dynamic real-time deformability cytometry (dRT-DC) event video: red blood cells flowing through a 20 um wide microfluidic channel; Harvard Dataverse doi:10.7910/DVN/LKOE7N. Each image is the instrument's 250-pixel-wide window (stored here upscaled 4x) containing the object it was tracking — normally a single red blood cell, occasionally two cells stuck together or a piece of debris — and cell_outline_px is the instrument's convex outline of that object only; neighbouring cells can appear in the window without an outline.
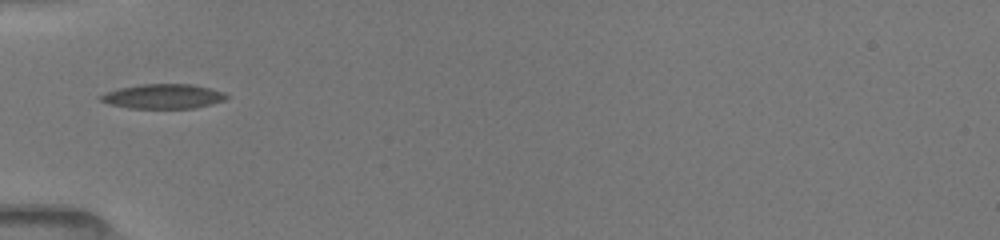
{"species": "common noctule bat (a hibernating species)", "species_latin": "Nyctalus noctula", "temperature_condition": "room temperature", "stored_images_in_passage": 11, "camera_frame_rate_fps": 3000, "um_per_image_px": 0.085, "animal": {"sex": "female", "body_mass_g": 19.5, "forearm_length_mm": 54.1}, "frame": {"image": 1, "passage_image": 1, "time_ms": 0.0, "image_size_px": [1000, 240], "cell_outline_px": [[228, 96], [224, 100], [196, 108], [128, 108], [112, 104], [100, 100], [96, 96], [120, 88], [140, 84], [192, 84], [212, 88], [224, 92]], "centroid_in_image_um": [13.89, 8.18], "position_along_channel_um": 71.1, "area_um2": 17.98}}
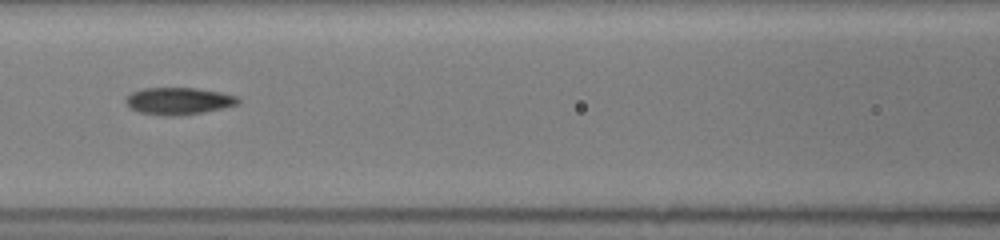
{"frame": {"image": 2, "passage_image": 7, "time_ms": 2.0, "image_size_px": [1000, 240], "cell_outline_px": [[240, 104], [200, 112], [176, 116], [164, 116], [140, 112], [132, 108], [124, 100], [132, 92], [140, 88], [196, 88], [220, 92], [240, 96]], "centroid_in_image_um": [15.2, 8.57], "position_along_channel_um": 151.4, "area_um2": 17.63}}
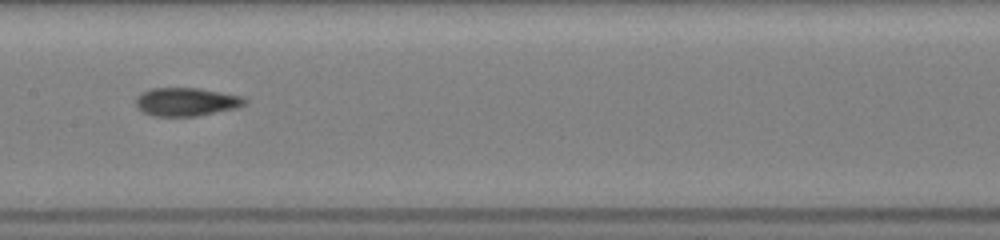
{"frame": {"image": 3, "passage_image": 10, "time_ms": 3.0, "image_size_px": [1000, 240], "cell_outline_px": [[248, 100], [244, 104], [236, 108], [196, 116], [152, 116], [144, 112], [136, 104], [136, 96], [140, 92], [152, 88], [200, 88], [240, 96]], "centroid_in_image_um": [15.81, 8.65], "position_along_channel_um": 191.6, "area_um2": 17.86}}